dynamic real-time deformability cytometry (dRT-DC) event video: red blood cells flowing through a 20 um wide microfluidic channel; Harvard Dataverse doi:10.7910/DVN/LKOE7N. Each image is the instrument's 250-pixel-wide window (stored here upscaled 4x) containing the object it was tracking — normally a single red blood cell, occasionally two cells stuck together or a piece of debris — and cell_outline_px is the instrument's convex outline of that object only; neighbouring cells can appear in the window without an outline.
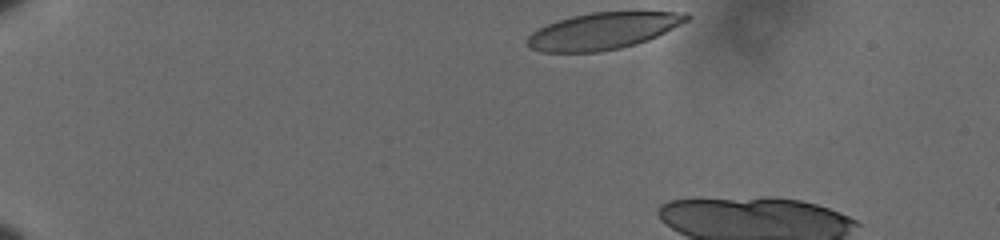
{"species": "human", "species_latin": "Homo sapiens", "temperature_condition": "cold", "stored_images_in_passage": 8, "camera_frame_rate_fps": 3000, "um_per_image_px": 0.085, "donor": {"sex": "male"}, "frame": {"image": 1, "passage_image": 1, "time_ms": 0.0, "image_size_px": [1000, 240], "cell_outline_px": [[692, 16], [688, 20], [648, 40], [636, 44], [620, 48], [600, 52], [540, 52], [528, 48], [524, 44], [524, 40], [536, 28], [556, 20], [572, 16], [592, 12], [684, 12]], "centroid_in_image_um": [51.16, 2.64], "position_along_channel_um": 33.8, "area_um2": 34.28}}